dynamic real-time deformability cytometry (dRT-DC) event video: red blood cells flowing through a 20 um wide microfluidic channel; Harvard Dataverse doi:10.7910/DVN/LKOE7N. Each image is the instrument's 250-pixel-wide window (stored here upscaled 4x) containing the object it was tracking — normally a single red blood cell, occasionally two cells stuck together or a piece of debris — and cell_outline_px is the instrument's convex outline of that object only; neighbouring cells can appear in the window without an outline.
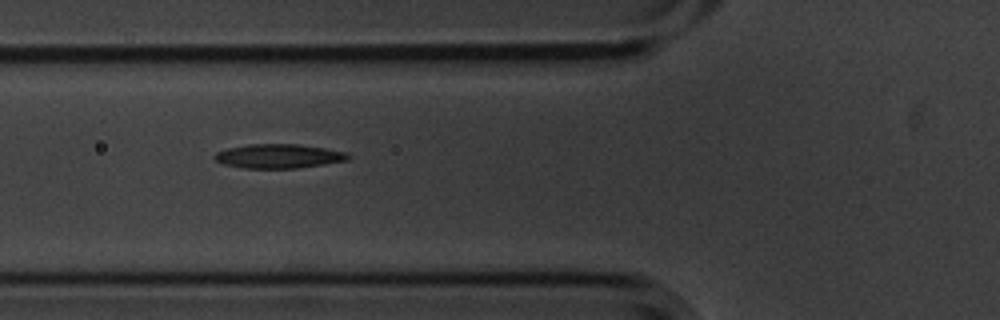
{"species": "common noctule bat (a hibernating species)", "species_latin": "Nyctalus noctula", "temperature_condition": "cold", "stored_images_in_passage": 12, "camera_frame_rate_fps": 3000, "um_per_image_px": 0.085, "animal": {"sex": "male", "body_mass_g": 20.1, "forearm_length_mm": 53.5}, "frame": {"image": 1, "passage_image": 3, "time_ms": 0.667, "image_size_px": [1000, 320], "cell_outline_px": [[352, 156], [348, 160], [324, 164], [296, 168], [244, 168], [224, 164], [216, 160], [212, 156], [216, 152], [228, 148], [248, 144], [300, 144], [348, 152]], "centroid_in_image_um": [23.71, 13.26], "position_along_channel_um": 102.1, "area_um2": 18.84}}
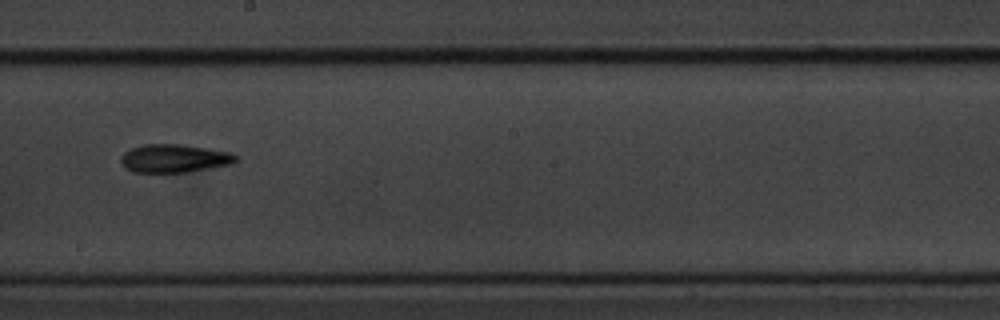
{"frame": {"image": 2, "passage_image": 6, "time_ms": 1.667, "image_size_px": [1000, 320], "cell_outline_px": [[236, 160], [232, 164], [184, 172], [132, 172], [124, 168], [120, 164], [120, 156], [124, 152], [132, 148], [144, 144], [180, 144], [228, 152], [236, 156]], "centroid_in_image_um": [14.72, 13.47], "position_along_channel_um": 233.5, "area_um2": 18.73}}
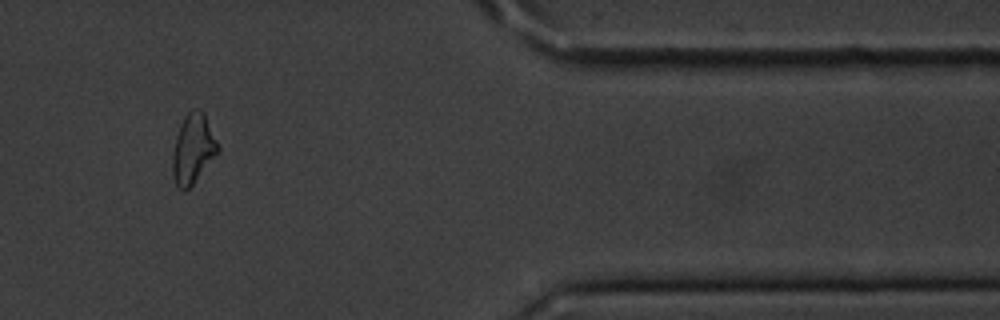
{"frame": {"image": 3, "passage_image": 10, "time_ms": 3.0, "image_size_px": [1000, 320], "cell_outline_px": [[220, 152], [192, 184], [184, 192], [176, 184], [172, 176], [172, 156], [176, 136], [180, 124], [184, 116], [192, 108], [200, 108], [204, 112], [220, 148]], "centroid_in_image_um": [16.41, 12.63], "position_along_channel_um": 395.0, "area_um2": 18.55}}